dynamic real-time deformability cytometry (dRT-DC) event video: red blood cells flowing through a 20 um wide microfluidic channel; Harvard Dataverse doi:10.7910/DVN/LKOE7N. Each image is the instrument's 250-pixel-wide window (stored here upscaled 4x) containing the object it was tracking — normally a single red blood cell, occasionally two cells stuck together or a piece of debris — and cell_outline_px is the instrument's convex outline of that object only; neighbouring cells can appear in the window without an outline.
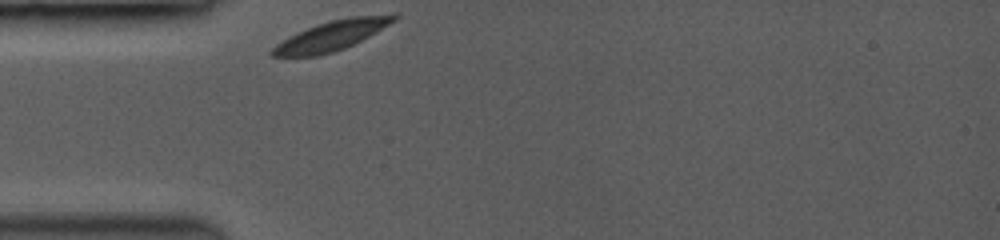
{"species": "common noctule bat (a hibernating species)", "species_latin": "Nyctalus noctula", "temperature_condition": "room temperature", "stored_images_in_passage": 35, "camera_frame_rate_fps": 3500, "um_per_image_px": 0.085, "animal": {"sex": "female", "body_mass_g": 19.0, "forearm_length_mm": 53.3}, "frame": {"image": 1, "passage_image": 1, "time_ms": 0.0, "image_size_px": [1000, 240], "cell_outline_px": [[400, 16], [396, 20], [376, 32], [344, 48], [332, 52], [316, 56], [272, 56], [268, 52], [276, 44], [308, 28], [328, 20], [352, 16], [396, 12]], "centroid_in_image_um": [28.27, 2.99], "position_along_channel_um": 56.7, "area_um2": 20.92}}
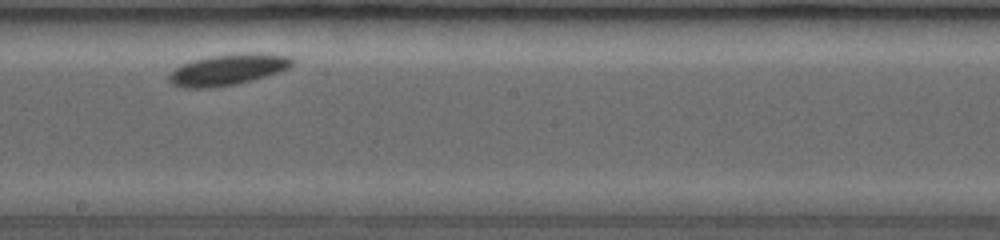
{"frame": {"image": 2, "passage_image": 18, "time_ms": 4.857, "image_size_px": [1000, 240], "cell_outline_px": [[296, 64], [280, 72], [252, 80], [236, 84], [208, 88], [184, 88], [172, 84], [168, 80], [168, 72], [180, 64], [208, 56], [248, 52], [288, 56], [296, 60]], "centroid_in_image_um": [19.36, 5.92], "position_along_channel_um": 228.8, "area_um2": 22.6}}
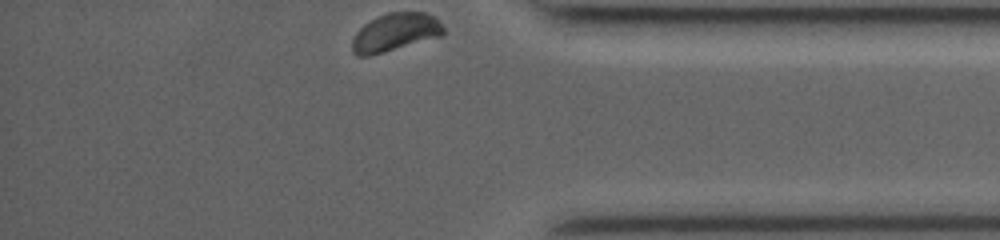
{"frame": {"image": 3, "passage_image": 35, "time_ms": 9.714, "image_size_px": [1000, 240], "cell_outline_px": [[444, 32], [440, 36], [368, 56], [356, 56], [352, 48], [352, 40], [356, 32], [364, 24], [388, 12], [424, 12], [436, 16], [440, 20], [444, 28]], "centroid_in_image_um": [33.61, 2.73], "position_along_channel_um": 401.6, "area_um2": 19.94}, "authors_computed_cell_mechanics": {"area_um2": 20.5768, "velocity_mm_per_s": 3.6498, "shape_relaxation_time_tau1_ms": 2.2712, "shape_relaxation_time_tau2_ms": null, "deformation_change_tau1": 0.0525, "deformation_change_tau2": null}}